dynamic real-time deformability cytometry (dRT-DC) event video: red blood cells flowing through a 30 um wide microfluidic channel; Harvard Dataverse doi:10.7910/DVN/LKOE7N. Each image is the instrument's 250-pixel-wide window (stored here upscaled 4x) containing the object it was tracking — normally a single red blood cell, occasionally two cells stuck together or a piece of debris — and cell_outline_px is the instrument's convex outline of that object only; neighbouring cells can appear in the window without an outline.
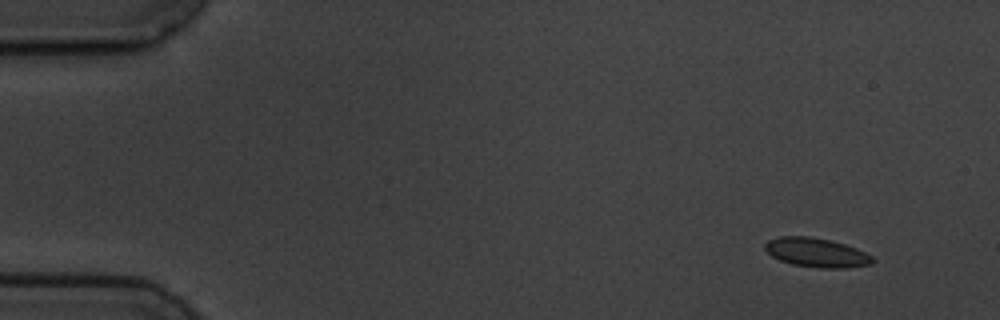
{"species": "common noctule bat (a hibernating species)", "species_latin": "Nyctalus noctula", "temperature_condition": "cold", "stored_images_in_passage": 7, "camera_frame_rate_fps": 3000, "um_per_image_px": 0.085, "animal": {"sex": "male", "body_mass_g": 19.5, "forearm_length_mm": 54.6}, "frame": {"image": 1, "passage_image": 1, "time_ms": 0.0, "image_size_px": [1000, 320], "cell_outline_px": [[876, 260], [872, 264], [844, 268], [820, 268], [792, 264], [780, 260], [772, 256], [764, 248], [764, 244], [768, 240], [780, 236], [812, 236], [832, 240], [856, 248], [872, 256]], "centroid_in_image_um": [69.4, 21.46], "position_along_channel_um": 15.6, "area_um2": 18.38}}
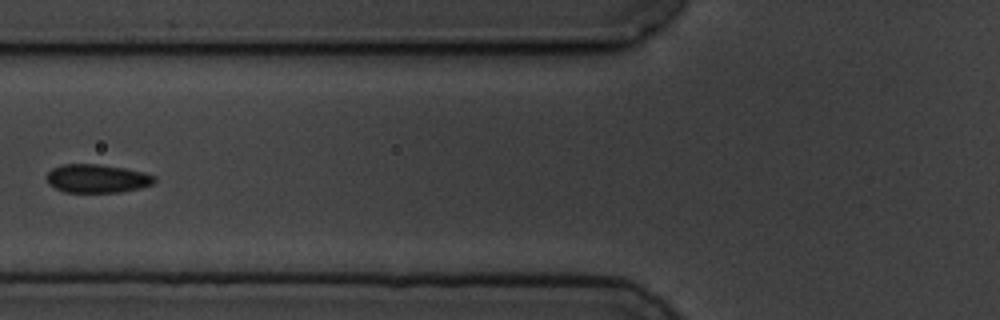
{"frame": {"image": 2, "passage_image": 6, "time_ms": 6.0, "image_size_px": [1000, 320], "cell_outline_px": [[156, 180], [152, 184], [140, 188], [120, 192], [64, 192], [48, 184], [48, 172], [52, 168], [64, 164], [100, 164], [124, 168], [144, 172], [156, 176]], "centroid_in_image_um": [8.27, 15.17], "position_along_channel_um": 117.5, "area_um2": 17.86}}
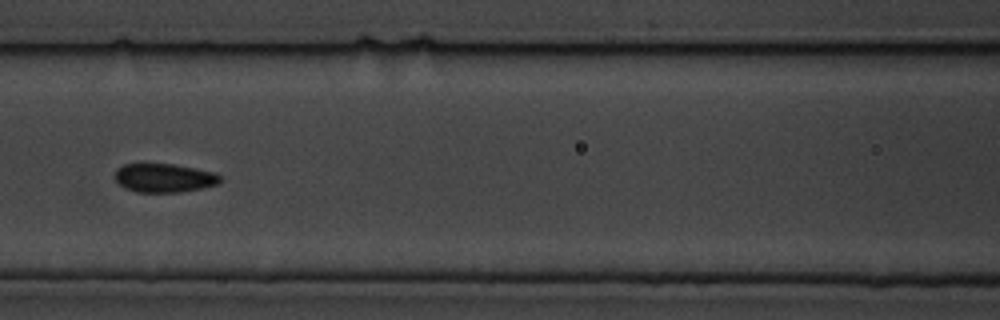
{"frame": {"image": 3, "passage_image": 7, "time_ms": 7.0, "image_size_px": [1000, 320], "cell_outline_px": [[220, 184], [204, 188], [180, 192], [136, 192], [124, 188], [112, 176], [116, 168], [124, 164], [172, 164], [196, 168], [216, 172], [220, 176]], "centroid_in_image_um": [13.95, 15.12], "position_along_channel_um": 152.7, "area_um2": 17.92}}